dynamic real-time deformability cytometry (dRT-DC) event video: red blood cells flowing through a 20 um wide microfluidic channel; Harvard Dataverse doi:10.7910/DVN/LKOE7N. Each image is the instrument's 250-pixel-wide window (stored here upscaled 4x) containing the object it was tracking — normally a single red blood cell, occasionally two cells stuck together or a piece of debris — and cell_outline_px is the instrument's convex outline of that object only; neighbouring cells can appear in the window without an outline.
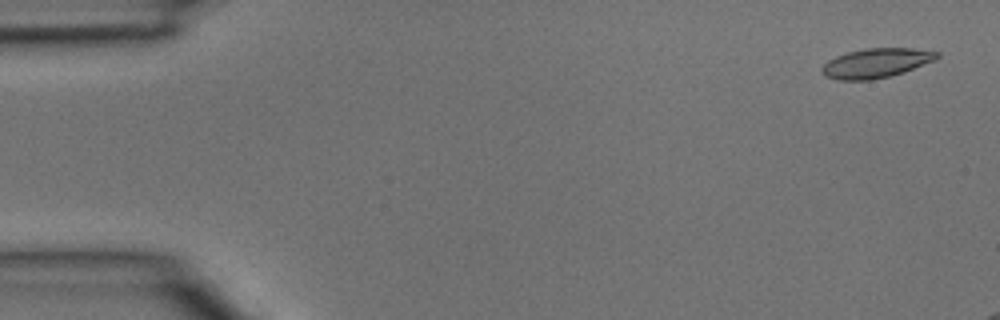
{"species": "common noctule bat (a hibernating species)", "species_latin": "Nyctalus noctula", "temperature_condition": "room temperature", "stored_images_in_passage": 4, "camera_frame_rate_fps": 3000, "um_per_image_px": 0.085, "animal": {"sex": "male", "body_mass_g": 15.6}, "frame": {"image": 1, "passage_image": 1, "time_ms": 0.0, "image_size_px": [1000, 320], "cell_outline_px": [[940, 56], [936, 60], [904, 72], [872, 80], [836, 80], [824, 76], [820, 72], [820, 68], [828, 60], [836, 56], [848, 52], [864, 48], [912, 48], [940, 52]], "centroid_in_image_um": [74.45, 5.36], "position_along_channel_um": 10.5, "area_um2": 19.94}}